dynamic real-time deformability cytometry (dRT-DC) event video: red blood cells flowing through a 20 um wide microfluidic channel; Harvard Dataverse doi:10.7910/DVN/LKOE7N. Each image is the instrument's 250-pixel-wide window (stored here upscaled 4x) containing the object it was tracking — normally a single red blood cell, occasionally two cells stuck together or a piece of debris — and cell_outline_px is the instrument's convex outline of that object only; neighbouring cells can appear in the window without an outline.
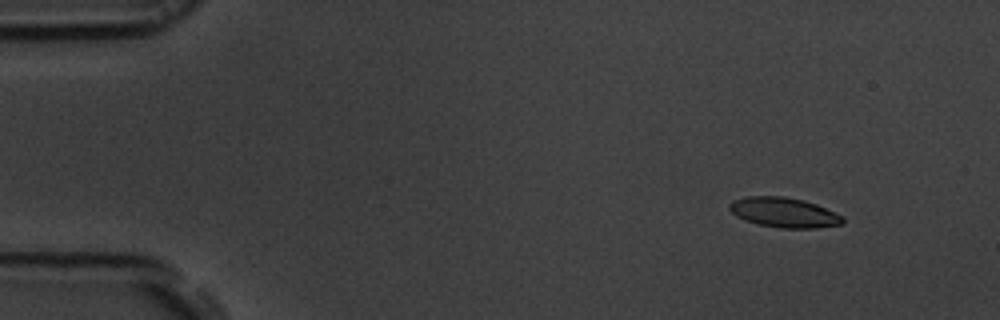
{"species": "common noctule bat (a hibernating species)", "species_latin": "Nyctalus noctula", "temperature_condition": "room temperature", "stored_images_in_passage": 53, "camera_frame_rate_fps": 3000, "um_per_image_px": 0.085, "animal": {"sex": "male", "body_mass_g": 19.5, "forearm_length_mm": 54.6}, "frame": {"image": 1, "passage_image": 5, "time_ms": 1.333, "image_size_px": [1000, 320], "cell_outline_px": [[844, 220], [840, 224], [816, 228], [780, 228], [760, 224], [744, 220], [736, 216], [728, 208], [728, 204], [732, 200], [744, 196], [784, 196], [804, 200], [816, 204], [844, 216]], "centroid_in_image_um": [66.61, 18.05], "position_along_channel_um": 18.4, "area_um2": 19.83}}
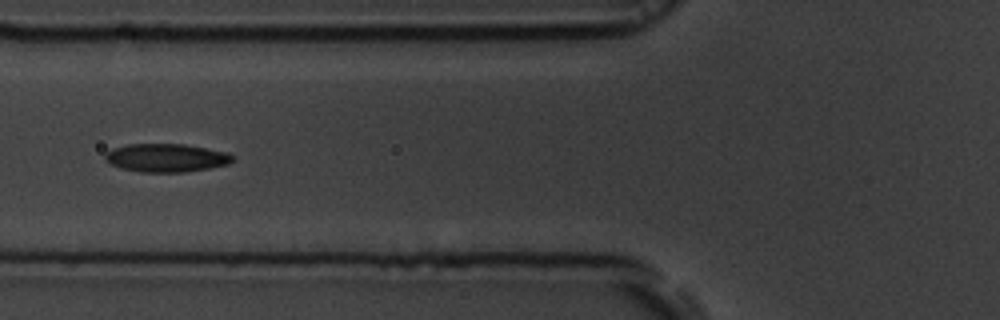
{"frame": {"image": 2, "passage_image": 20, "time_ms": 6.333, "image_size_px": [1000, 320], "cell_outline_px": [[232, 160], [228, 164], [208, 168], [184, 172], [140, 172], [120, 168], [108, 164], [104, 160], [104, 152], [112, 148], [128, 144], [184, 144], [228, 152], [232, 156]], "centroid_in_image_um": [14.05, 13.41], "position_along_channel_um": 111.8, "area_um2": 21.15}}
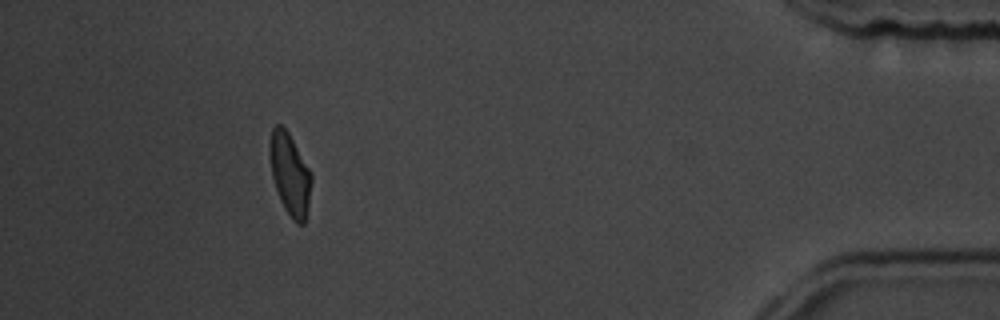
{"frame": {"image": 3, "passage_image": 48, "time_ms": 15.667, "image_size_px": [1000, 320], "cell_outline_px": [[312, 180], [308, 204], [304, 224], [296, 224], [292, 220], [284, 208], [280, 200], [272, 176], [268, 152], [268, 144], [272, 128], [276, 124], [280, 124], [288, 132], [308, 168], [312, 176]], "centroid_in_image_um": [24.61, 14.8], "position_along_channel_um": 410.6, "area_um2": 19.77}, "authors_computed_cell_mechanics": {"area_um2": 20.1722, "velocity_mm_per_s": 3.8261, "shape_relaxation_time_tau1_ms": 5.8783, "shape_relaxation_time_tau2_ms": 2.1281, "deformation_change_tau1": 0.1565, "deformation_change_tau2": 0.0695}}